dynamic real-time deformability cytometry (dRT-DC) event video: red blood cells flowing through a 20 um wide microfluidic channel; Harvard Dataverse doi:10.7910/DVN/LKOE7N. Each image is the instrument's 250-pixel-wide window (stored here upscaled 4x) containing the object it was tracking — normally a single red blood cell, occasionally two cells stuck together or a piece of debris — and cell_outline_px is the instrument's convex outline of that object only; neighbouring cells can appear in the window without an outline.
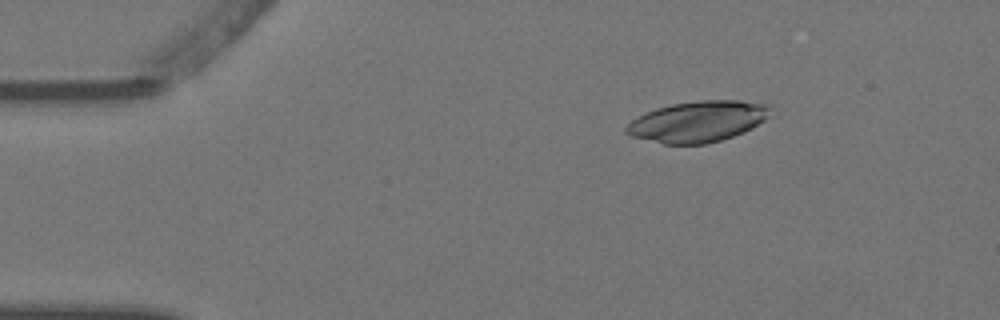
{"species": "Egyptian fruit bat (a non-hibernating species)", "species_latin": "Rousettus aegyptiacus", "temperature_condition": "warm", "stored_images_in_passage": 3, "camera_frame_rate_fps": 3000, "um_per_image_px": 0.085, "animal": {"sex": "female"}, "frame": {"image": 1, "passage_image": 1, "time_ms": 0.0, "image_size_px": [1000, 320], "cell_outline_px": [[772, 104], [768, 116], [764, 120], [752, 128], [744, 132], [720, 140], [704, 144], [664, 144], [632, 136], [624, 132], [624, 128], [632, 120], [656, 108], [672, 104], [700, 100], [740, 100]], "centroid_in_image_um": [59.34, 10.32], "position_along_channel_um": 25.7, "area_um2": 34.28}}